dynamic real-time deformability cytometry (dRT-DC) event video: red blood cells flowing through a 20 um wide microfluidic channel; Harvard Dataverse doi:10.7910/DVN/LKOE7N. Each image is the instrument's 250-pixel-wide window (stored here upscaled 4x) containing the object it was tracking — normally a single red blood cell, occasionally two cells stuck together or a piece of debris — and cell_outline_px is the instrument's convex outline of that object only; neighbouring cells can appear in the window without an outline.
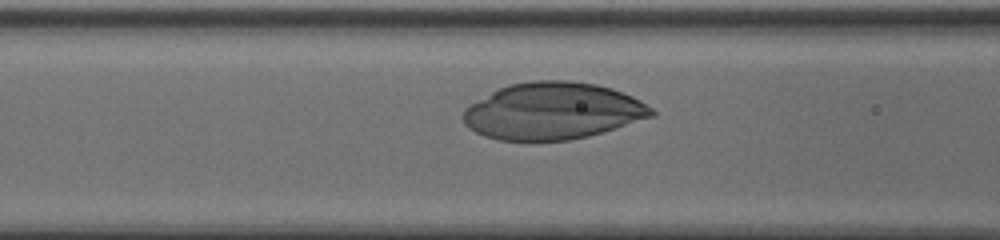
{"species": "human", "species_latin": "Homo sapiens", "temperature_condition": "cold", "stored_images_in_passage": 38, "camera_frame_rate_fps": 3000, "um_per_image_px": 0.085, "donor": {"sex": "male"}, "frame": {"image": 1, "passage_image": 13, "time_ms": 4.0, "image_size_px": [1000, 240], "cell_outline_px": [[656, 116], [588, 136], [568, 140], [528, 144], [500, 140], [484, 136], [476, 132], [464, 124], [464, 108], [492, 92], [500, 88], [512, 84], [532, 80], [572, 80], [596, 84], [612, 88], [632, 96], [640, 100], [652, 108], [656, 112]], "centroid_in_image_um": [46.99, 9.47], "position_along_channel_um": 119.6, "area_um2": 63.23}}
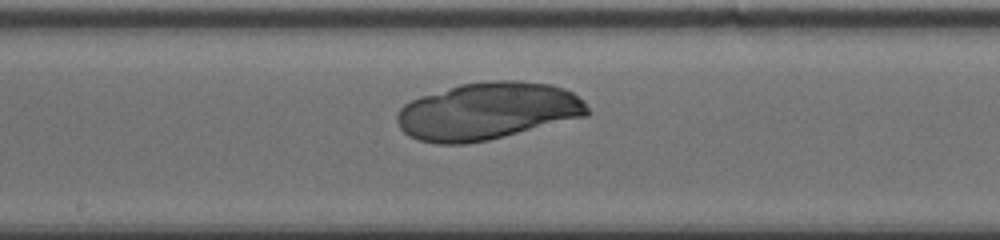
{"frame": {"image": 2, "passage_image": 20, "time_ms": 6.333, "image_size_px": [1000, 240], "cell_outline_px": [[592, 112], [588, 116], [488, 140], [464, 144], [436, 144], [416, 140], [408, 136], [400, 128], [396, 120], [396, 116], [400, 108], [404, 104], [420, 96], [460, 84], [492, 80], [516, 80], [552, 84], [564, 88], [572, 92], [584, 100]], "centroid_in_image_um": [41.46, 9.44], "position_along_channel_um": 206.7, "area_um2": 64.1}}
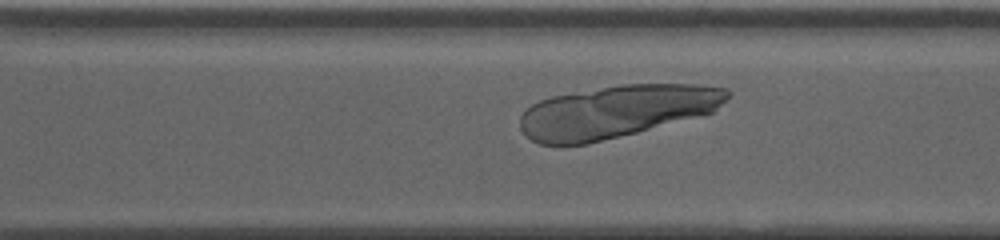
{"frame": {"image": 3, "passage_image": 29, "time_ms": 9.333, "image_size_px": [1000, 240], "cell_outline_px": [[732, 92], [712, 112], [636, 132], [588, 144], [540, 144], [532, 140], [520, 128], [520, 116], [532, 104], [540, 100], [552, 96], [620, 84], [696, 84], [728, 88]], "centroid_in_image_um": [52.37, 9.46], "position_along_channel_um": 318.2, "area_um2": 62.6}}